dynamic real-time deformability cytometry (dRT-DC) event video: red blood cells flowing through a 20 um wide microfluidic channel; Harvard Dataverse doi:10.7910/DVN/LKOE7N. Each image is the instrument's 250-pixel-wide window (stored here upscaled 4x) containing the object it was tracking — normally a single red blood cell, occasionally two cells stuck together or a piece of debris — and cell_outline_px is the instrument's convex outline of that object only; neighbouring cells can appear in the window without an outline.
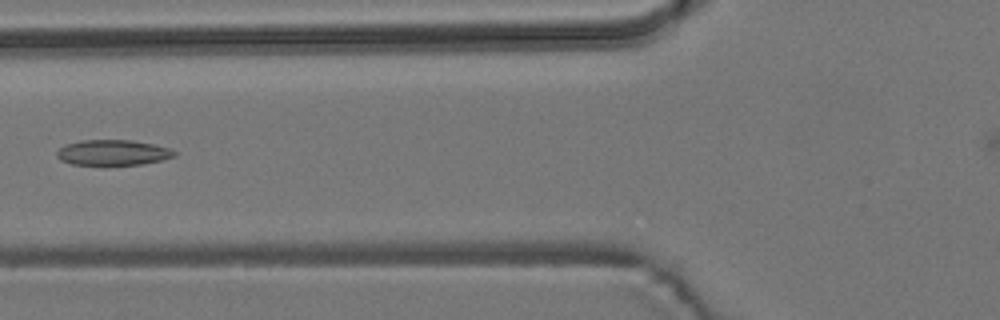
{"species": "common noctule bat (a hibernating species)", "species_latin": "Nyctalus noctula", "temperature_condition": "room temperature", "stored_images_in_passage": 5, "camera_frame_rate_fps": 3000, "um_per_image_px": 0.085, "animal": {"sex": "male", "body_mass_g": 19.2, "forearm_length_mm": 51.8}, "frame": {"image": 1, "passage_image": 4, "time_ms": 4.333, "image_size_px": [1000, 320], "cell_outline_px": [[176, 156], [160, 160], [140, 164], [104, 168], [72, 164], [60, 160], [56, 156], [56, 152], [64, 144], [80, 140], [132, 140], [152, 144], [168, 148], [176, 152]], "centroid_in_image_um": [9.51, 13.01], "position_along_channel_um": 116.3, "area_um2": 18.21}}
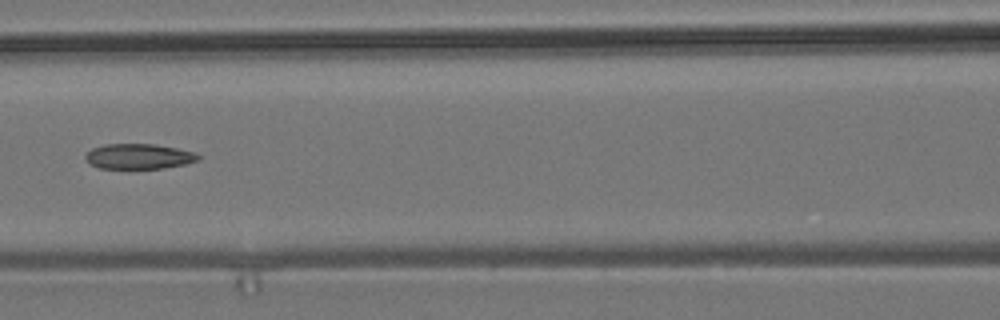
{"frame": {"image": 2, "passage_image": 5, "time_ms": 5.333, "image_size_px": [1000, 320], "cell_outline_px": [[200, 160], [184, 164], [164, 168], [100, 168], [88, 164], [84, 156], [92, 148], [104, 144], [156, 144], [196, 152], [200, 156]], "centroid_in_image_um": [11.8, 13.29], "position_along_channel_um": 154.8, "area_um2": 16.65}}